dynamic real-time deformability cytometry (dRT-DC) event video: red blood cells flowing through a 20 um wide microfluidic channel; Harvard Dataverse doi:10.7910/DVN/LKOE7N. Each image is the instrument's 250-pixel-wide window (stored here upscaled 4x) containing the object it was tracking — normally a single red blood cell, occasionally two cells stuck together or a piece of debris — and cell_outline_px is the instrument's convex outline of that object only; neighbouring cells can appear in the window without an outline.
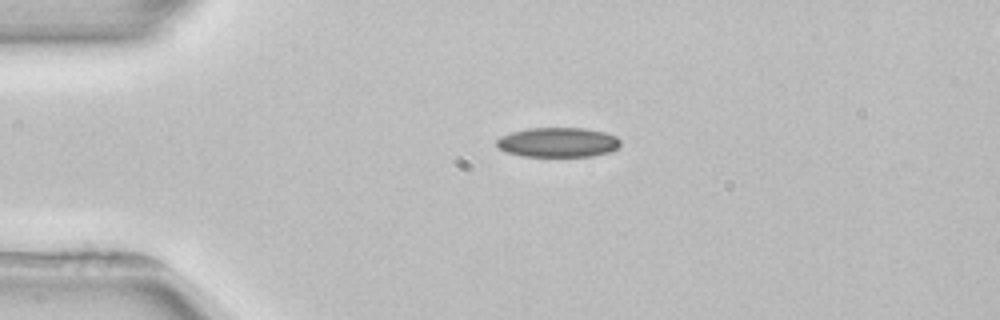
{"species": "common noctule bat (a hibernating species)", "species_latin": "Nyctalus noctula", "temperature_condition": "room temperature", "stored_images_in_passage": 3, "segment_of_instrument_passage": [1, 2], "camera_frame_rate_fps": 3000, "um_per_image_px": 0.085, "animal": {"sex": "female", "body_mass_g": 22.7, "forearm_length_mm": 54.2}, "frame": {"image": 1, "passage_image": 1, "time_ms": 0.0, "image_size_px": [1000, 320], "cell_outline_px": [[620, 144], [616, 148], [608, 152], [592, 156], [520, 156], [504, 152], [496, 148], [496, 140], [500, 136], [512, 132], [528, 128], [584, 128], [604, 132], [616, 136], [620, 140]], "centroid_in_image_um": [47.36, 12.1], "position_along_channel_um": 37.6, "area_um2": 21.5}}